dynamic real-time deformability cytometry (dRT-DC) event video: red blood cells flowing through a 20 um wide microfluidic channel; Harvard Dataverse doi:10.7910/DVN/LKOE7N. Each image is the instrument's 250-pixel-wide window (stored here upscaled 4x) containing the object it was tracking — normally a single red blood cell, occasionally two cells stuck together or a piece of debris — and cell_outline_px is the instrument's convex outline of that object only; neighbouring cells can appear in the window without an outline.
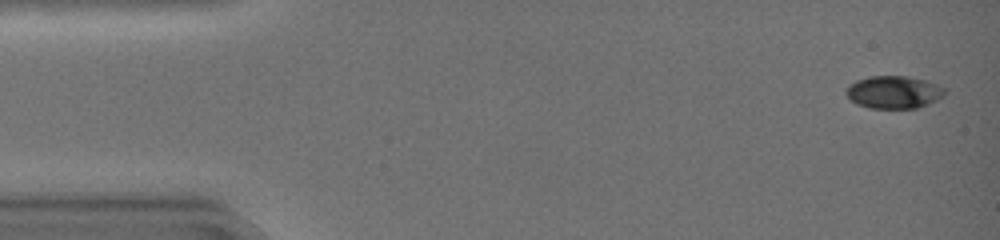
{"species": "common noctule bat (a hibernating species)", "species_latin": "Nyctalus noctula", "temperature_condition": "warm", "stored_images_in_passage": 39, "segment_of_instrument_passage": [1, 2], "camera_frame_rate_fps": 3000, "um_per_image_px": 0.085, "animal": {"sex": "female", "body_mass_g": 19.0, "forearm_length_mm": 51.5}, "frame": {"image": 1, "passage_image": 2, "time_ms": 0.333, "image_size_px": [1000, 240], "cell_outline_px": [[944, 96], [928, 104], [916, 108], [872, 108], [856, 104], [844, 92], [856, 80], [868, 76], [908, 76], [924, 80], [936, 84], [944, 88]], "centroid_in_image_um": [75.97, 7.83], "position_along_channel_um": 9.0, "area_um2": 18.55}}
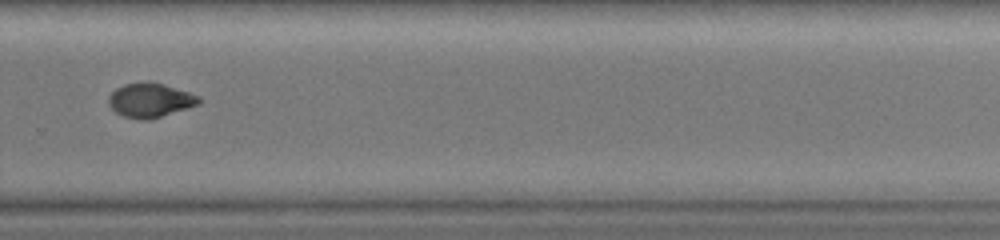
{"frame": {"image": 2, "passage_image": 31, "time_ms": 10.0, "image_size_px": [1000, 240], "cell_outline_px": [[200, 104], [148, 120], [140, 120], [124, 116], [116, 112], [108, 104], [108, 96], [116, 88], [124, 84], [144, 80], [148, 80], [164, 84], [200, 96]], "centroid_in_image_um": [12.74, 8.49], "position_along_channel_um": 317.1, "area_um2": 18.15}}
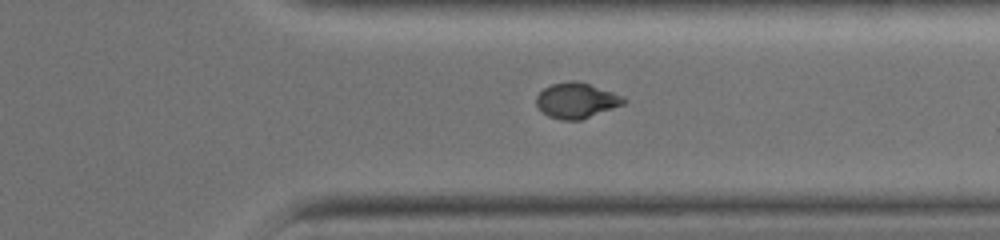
{"frame": {"image": 3, "passage_image": 34, "time_ms": 11.0, "image_size_px": [1000, 240], "cell_outline_px": [[628, 100], [624, 104], [580, 120], [560, 120], [548, 116], [536, 104], [536, 96], [544, 88], [552, 84], [568, 80], [576, 80], [624, 96]], "centroid_in_image_um": [49.0, 8.54], "position_along_channel_um": 362.4, "area_um2": 17.92}}